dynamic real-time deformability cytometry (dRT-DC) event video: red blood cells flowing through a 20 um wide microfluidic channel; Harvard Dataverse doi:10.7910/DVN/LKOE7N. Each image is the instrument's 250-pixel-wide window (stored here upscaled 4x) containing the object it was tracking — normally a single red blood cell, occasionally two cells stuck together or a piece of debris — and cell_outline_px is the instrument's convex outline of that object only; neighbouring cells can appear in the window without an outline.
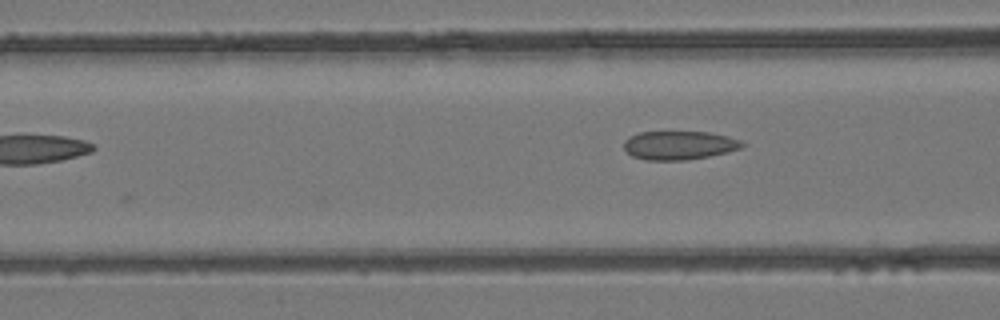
{"species": "common noctule bat (a hibernating species)", "species_latin": "Nyctalus noctula", "temperature_condition": "room temperature", "stored_images_in_passage": 6, "camera_frame_rate_fps": 3000, "um_per_image_px": 0.085, "animal": {"sex": "female", "body_mass_g": 24.6, "forearm_length_mm": 56.2}, "frame": {"image": 1, "passage_image": 5, "time_ms": 1.333, "image_size_px": [1000, 320], "cell_outline_px": [[748, 144], [740, 148], [728, 152], [708, 156], [684, 160], [644, 160], [632, 156], [624, 148], [624, 140], [640, 132], [708, 132], [728, 136], [740, 140]], "centroid_in_image_um": [57.75, 12.35], "position_along_channel_um": 108.8, "area_um2": 19.71}}
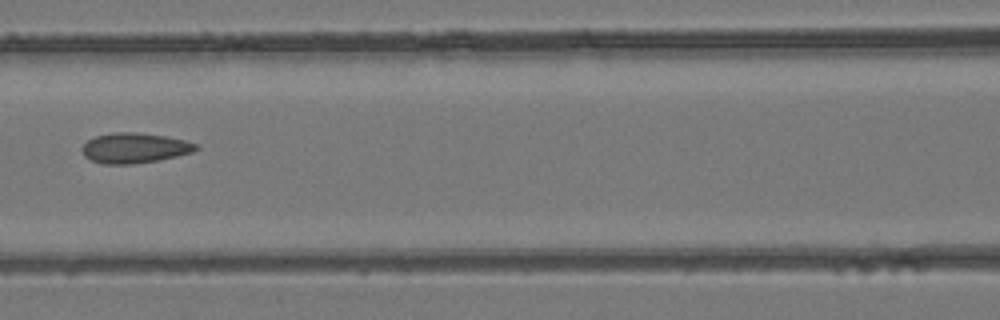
{"frame": {"image": 2, "passage_image": 6, "time_ms": 1.667, "image_size_px": [1000, 320], "cell_outline_px": [[200, 148], [192, 152], [160, 160], [132, 164], [104, 164], [92, 160], [84, 156], [80, 148], [88, 140], [96, 136], [112, 132], [136, 132], [164, 136], [184, 140], [200, 144]], "centroid_in_image_um": [11.45, 12.58], "position_along_channel_um": 155.2, "area_um2": 20.11}}